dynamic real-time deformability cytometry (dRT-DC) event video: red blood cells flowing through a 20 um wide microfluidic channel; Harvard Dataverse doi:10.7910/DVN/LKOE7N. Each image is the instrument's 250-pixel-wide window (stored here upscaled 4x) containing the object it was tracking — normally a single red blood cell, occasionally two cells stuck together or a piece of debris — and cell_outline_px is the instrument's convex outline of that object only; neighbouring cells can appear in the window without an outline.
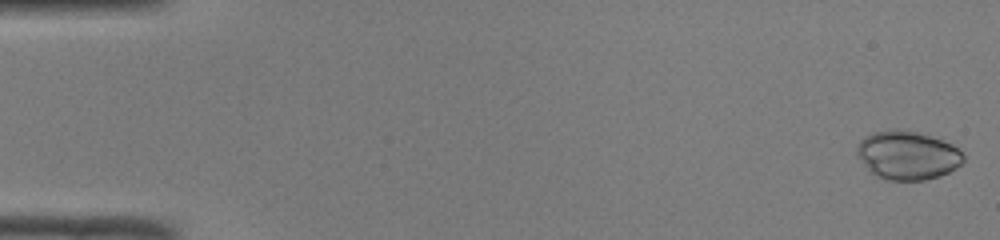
{"species": "common noctule bat (a hibernating species)", "species_latin": "Nyctalus noctula", "temperature_condition": "room temperature", "stored_images_in_passage": 50, "camera_frame_rate_fps": 3000, "um_per_image_px": 0.085, "animal": {"sex": "male", "body_mass_g": 19.0, "forearm_length_mm": 50.8}, "frame": {"image": 1, "passage_image": 1, "time_ms": 0.0, "image_size_px": [1000, 240], "cell_outline_px": [[964, 160], [956, 168], [940, 176], [924, 180], [888, 180], [876, 176], [868, 168], [856, 152], [856, 148], [860, 140], [864, 136], [872, 132], [892, 128], [896, 128], [916, 132], [952, 144], [964, 156]], "centroid_in_image_um": [77.11, 13.19], "position_along_channel_um": 7.9, "area_um2": 29.94}}
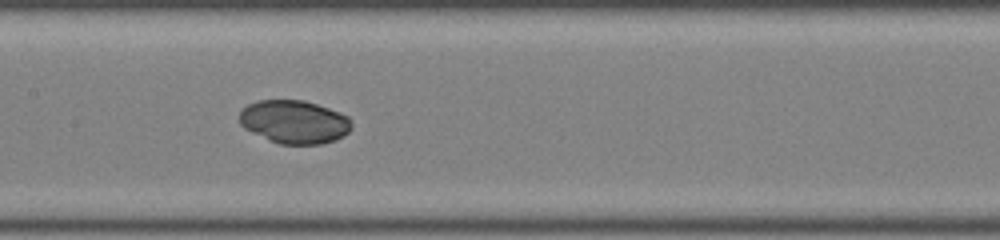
{"frame": {"image": 2, "passage_image": 25, "time_ms": 8.0, "image_size_px": [1000, 240], "cell_outline_px": [[352, 128], [344, 136], [336, 140], [320, 144], [280, 144], [252, 132], [244, 128], [240, 124], [240, 112], [248, 104], [260, 100], [304, 100], [340, 112], [348, 116], [352, 124]], "centroid_in_image_um": [25.04, 10.36], "position_along_channel_um": 182.4, "area_um2": 28.21}}
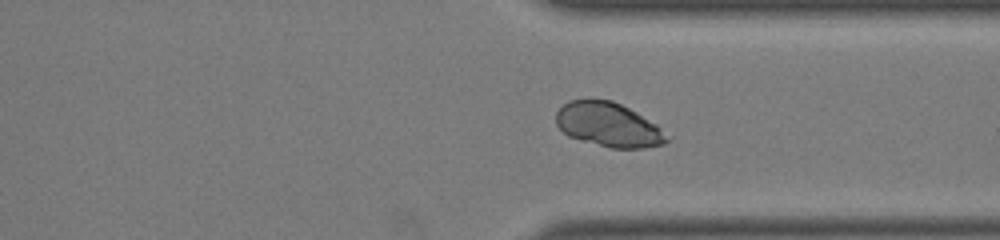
{"frame": {"image": 3, "passage_image": 38, "time_ms": 12.333, "image_size_px": [1000, 240], "cell_outline_px": [[672, 136], [664, 144], [644, 148], [612, 148], [580, 140], [568, 136], [556, 124], [556, 112], [568, 100], [588, 96], [592, 96], [612, 100], [636, 112], [656, 124]], "centroid_in_image_um": [51.71, 10.56], "position_along_channel_um": 359.7, "area_um2": 29.19}, "authors_computed_cell_mechanics": {"area_um2": 29.2468, "velocity_mm_per_s": 4.0812, "shape_relaxation_time_tau1_ms": 1.8877, "shape_relaxation_time_tau2_ms": null, "deformation_change_tau1": 0.0318, "deformation_change_tau2": null}}